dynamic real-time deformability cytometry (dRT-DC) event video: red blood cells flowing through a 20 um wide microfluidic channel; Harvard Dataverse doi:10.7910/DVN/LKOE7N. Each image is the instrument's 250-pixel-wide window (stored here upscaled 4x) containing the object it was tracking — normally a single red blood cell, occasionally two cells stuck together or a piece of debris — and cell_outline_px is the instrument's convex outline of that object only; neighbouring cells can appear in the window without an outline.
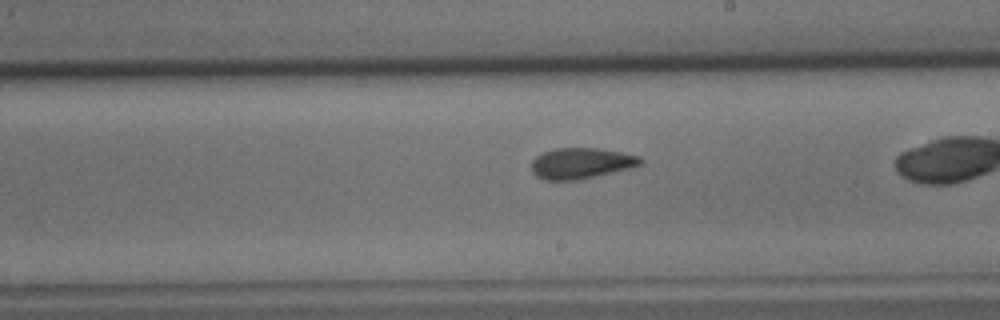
{"species": "common noctule bat (a hibernating species)", "species_latin": "Nyctalus noctula", "temperature_condition": "cold", "stored_images_in_passage": 36, "camera_frame_rate_fps": 3000, "um_per_image_px": 0.085, "animal": {"sex": "male", "body_mass_g": 15.6}, "frame": {"image": 1, "passage_image": 24, "time_ms": 7.667, "image_size_px": [1000, 320], "cell_outline_px": [[644, 164], [636, 168], [580, 180], [544, 180], [536, 176], [532, 172], [532, 160], [536, 156], [544, 152], [556, 148], [600, 148], [640, 156], [644, 160]], "centroid_in_image_um": [49.48, 13.89], "position_along_channel_um": 239.5, "area_um2": 20.11}}
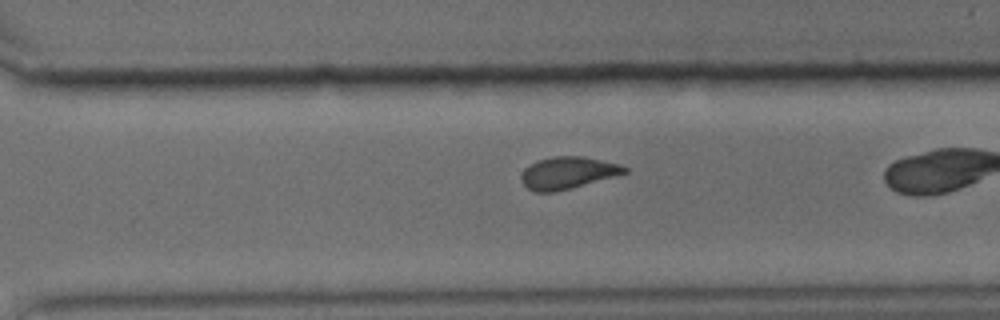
{"frame": {"image": 2, "passage_image": 31, "time_ms": 10.0, "image_size_px": [1000, 320], "cell_outline_px": [[628, 172], [572, 188], [552, 192], [536, 192], [528, 188], [520, 180], [520, 176], [524, 168], [540, 160], [552, 156], [580, 156], [620, 164], [628, 168]], "centroid_in_image_um": [48.24, 14.69], "position_along_channel_um": 322.4, "area_um2": 19.07}}
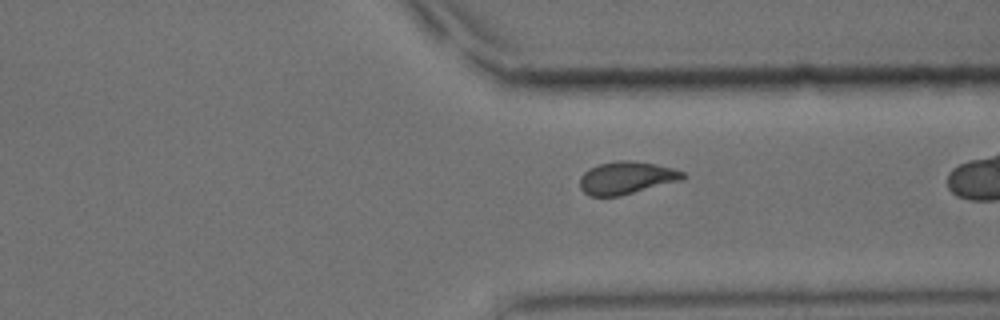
{"frame": {"image": 3, "passage_image": 34, "time_ms": 11.0, "image_size_px": [1000, 320], "cell_outline_px": [[688, 176], [684, 180], [620, 196], [588, 196], [580, 188], [580, 176], [588, 168], [600, 164], [620, 160], [628, 160], [656, 164], [672, 168], [684, 172]], "centroid_in_image_um": [53.27, 15.12], "position_along_channel_um": 358.1, "area_um2": 19.77}}